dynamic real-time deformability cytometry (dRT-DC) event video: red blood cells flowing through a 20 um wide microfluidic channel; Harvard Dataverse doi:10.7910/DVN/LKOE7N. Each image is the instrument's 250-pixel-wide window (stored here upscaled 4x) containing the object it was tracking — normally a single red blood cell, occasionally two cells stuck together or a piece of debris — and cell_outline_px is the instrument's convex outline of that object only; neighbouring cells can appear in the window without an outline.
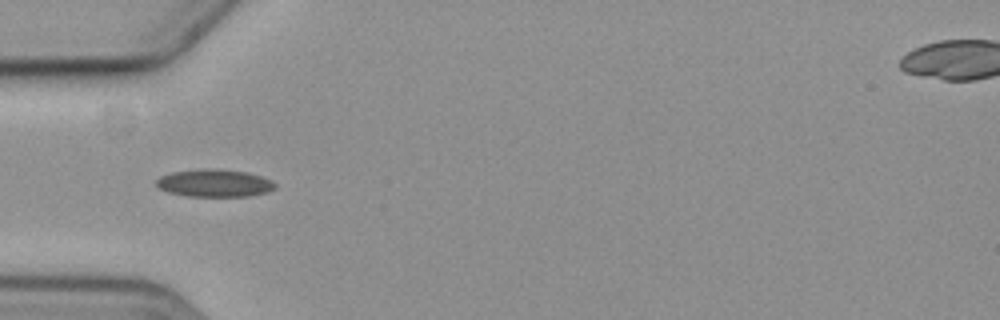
{"species": "common noctule bat (a hibernating species)", "species_latin": "Nyctalus noctula", "temperature_condition": "cold", "stored_images_in_passage": 9, "camera_frame_rate_fps": 3000, "um_per_image_px": 0.085, "animal": {"sex": "female", "body_mass_g": 19.3, "forearm_length_mm": 54.1}, "frame": {"image": 1, "passage_image": 6, "time_ms": 5.667, "image_size_px": [1000, 320], "cell_outline_px": [[276, 188], [268, 192], [248, 196], [188, 196], [168, 192], [156, 188], [156, 180], [160, 176], [172, 172], [200, 168], [212, 168], [248, 172], [272, 180], [276, 184]], "centroid_in_image_um": [18.22, 15.56], "position_along_channel_um": 66.8, "area_um2": 19.31}}
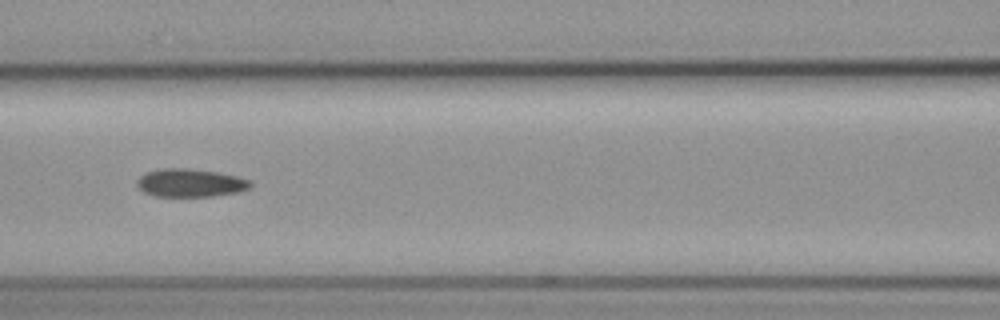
{"frame": {"image": 2, "passage_image": 8, "time_ms": 8.0, "image_size_px": [1000, 320], "cell_outline_px": [[252, 184], [248, 188], [240, 192], [212, 196], [156, 196], [144, 192], [136, 184], [136, 180], [140, 176], [148, 172], [164, 168], [188, 168], [216, 172], [236, 176], [248, 180]], "centroid_in_image_um": [16.16, 15.55], "position_along_channel_um": 150.4, "area_um2": 18.38}}
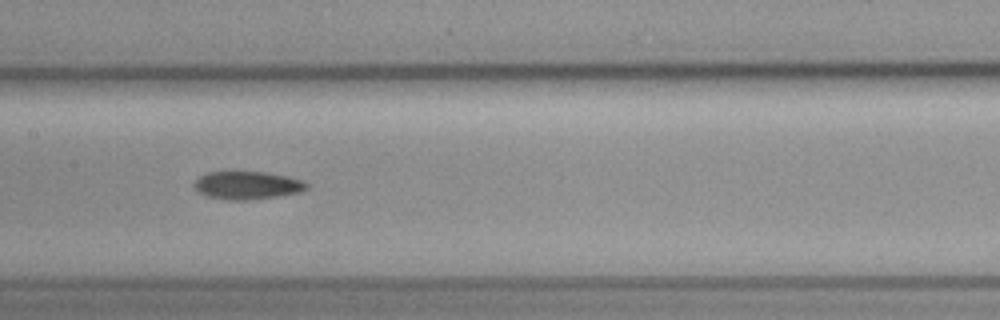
{"frame": {"image": 3, "passage_image": 9, "time_ms": 9.0, "image_size_px": [1000, 320], "cell_outline_px": [[308, 188], [300, 192], [276, 196], [244, 200], [224, 200], [204, 196], [196, 192], [192, 184], [200, 176], [208, 172], [264, 172], [288, 176], [304, 180], [308, 184]], "centroid_in_image_um": [20.98, 15.75], "position_along_channel_um": 186.4, "area_um2": 18.5}}